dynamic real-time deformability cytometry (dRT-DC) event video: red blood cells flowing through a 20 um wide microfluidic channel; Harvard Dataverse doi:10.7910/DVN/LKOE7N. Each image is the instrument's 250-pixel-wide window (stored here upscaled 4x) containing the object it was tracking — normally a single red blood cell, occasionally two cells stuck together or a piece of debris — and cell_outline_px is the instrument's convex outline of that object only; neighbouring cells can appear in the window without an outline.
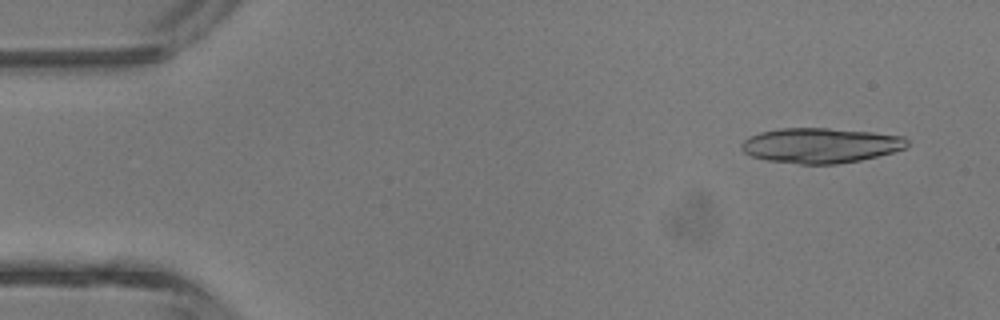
{"species": "common noctule bat (a hibernating species)", "species_latin": "Nyctalus noctula", "temperature_condition": "room temperature", "stored_images_in_passage": 14, "camera_frame_rate_fps": 3000, "um_per_image_px": 0.085, "animal": {"sex": "male", "body_mass_g": 13.3}, "frame": {"image": 1, "passage_image": 3, "time_ms": 0.667, "image_size_px": [1000, 320], "cell_outline_px": [[908, 144], [904, 148], [892, 152], [860, 160], [836, 164], [800, 164], [768, 160], [752, 156], [744, 152], [740, 148], [740, 144], [748, 136], [760, 132], [780, 128], [828, 128], [872, 132], [904, 136], [908, 140]], "centroid_in_image_um": [69.72, 12.35], "position_along_channel_um": 15.3, "area_um2": 33.81}}